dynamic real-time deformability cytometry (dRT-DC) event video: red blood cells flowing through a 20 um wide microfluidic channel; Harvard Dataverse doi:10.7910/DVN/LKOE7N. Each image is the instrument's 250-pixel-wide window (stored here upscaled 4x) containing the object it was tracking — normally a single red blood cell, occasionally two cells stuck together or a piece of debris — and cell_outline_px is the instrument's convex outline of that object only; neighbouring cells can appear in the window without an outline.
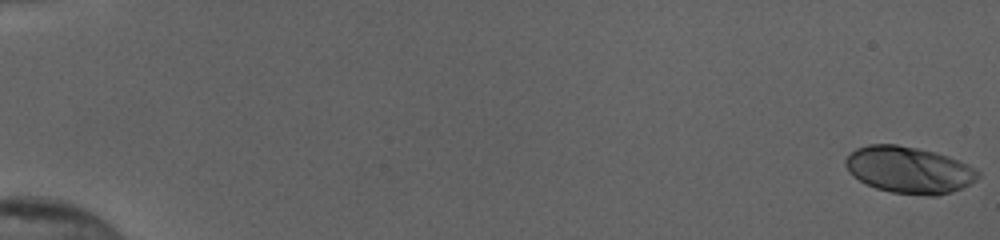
{"species": "human", "species_latin": "Homo sapiens", "temperature_condition": "cold", "stored_images_in_passage": 55, "camera_frame_rate_fps": 3000, "um_per_image_px": 0.085, "donor": {"sex": "female"}, "frame": {"image": 1, "passage_image": 1, "time_ms": 0.0, "image_size_px": [1000, 240], "cell_outline_px": [[980, 176], [976, 180], [960, 188], [936, 196], [928, 196], [892, 192], [876, 188], [860, 180], [848, 172], [844, 164], [844, 160], [856, 148], [868, 144], [896, 144], [936, 152], [948, 156], [968, 164], [976, 168], [980, 172]], "centroid_in_image_um": [77.26, 14.43], "position_along_channel_um": 7.7, "area_um2": 35.95}}
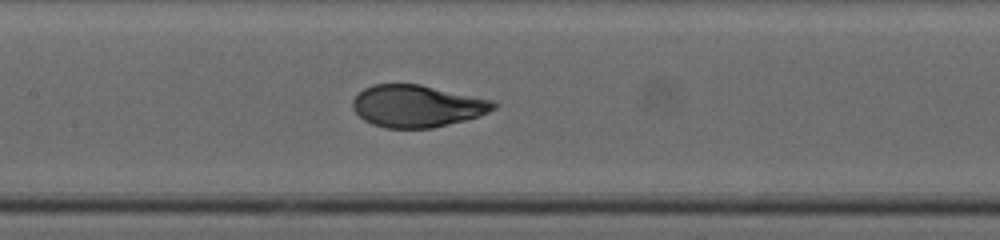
{"frame": {"image": 2, "passage_image": 29, "time_ms": 9.333, "image_size_px": [1000, 240], "cell_outline_px": [[500, 104], [496, 108], [488, 112], [464, 120], [432, 128], [384, 128], [372, 124], [364, 120], [352, 108], [352, 100], [364, 88], [372, 84], [420, 84], [496, 100]], "centroid_in_image_um": [35.47, 9.0], "position_along_channel_um": 171.9, "area_um2": 34.74}}
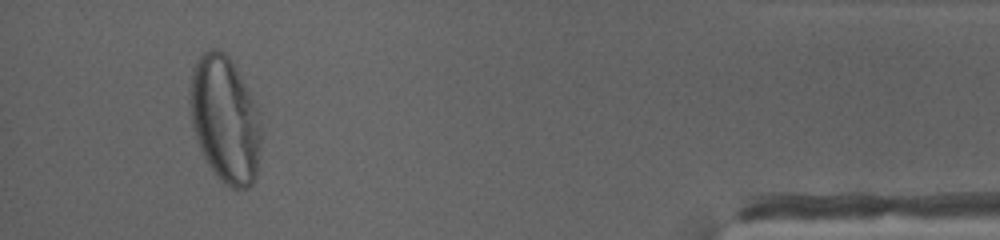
{"frame": {"image": 3, "passage_image": 52, "time_ms": 17.0, "image_size_px": [1000, 240], "cell_outline_px": [[260, 140], [256, 176], [252, 184], [248, 188], [232, 188], [224, 184], [216, 176], [208, 164], [196, 140], [192, 128], [188, 100], [188, 88], [192, 68], [196, 60], [208, 48], [220, 48], [228, 56], [248, 92], [256, 108], [260, 128]], "centroid_in_image_um": [19.05, 10.14], "position_along_channel_um": 416.1, "area_um2": 52.37}, "authors_computed_cell_mechanics": {"area_um2": 34.969, "velocity_mm_per_s": 3.8723, "shape_relaxation_time_tau1_ms": 3.8491, "shape_relaxation_time_tau2_ms": null, "deformation_change_tau1": 0.2046, "deformation_change_tau2": null}}